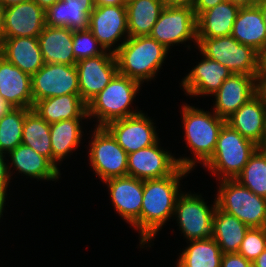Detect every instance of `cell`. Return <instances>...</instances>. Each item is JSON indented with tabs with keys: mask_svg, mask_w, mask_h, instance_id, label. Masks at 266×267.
<instances>
[{
	"mask_svg": "<svg viewBox=\"0 0 266 267\" xmlns=\"http://www.w3.org/2000/svg\"><path fill=\"white\" fill-rule=\"evenodd\" d=\"M190 173L192 171L179 167L172 175L143 180L140 248L150 250L163 227L170 219L173 221L177 198L183 192L181 181Z\"/></svg>",
	"mask_w": 266,
	"mask_h": 267,
	"instance_id": "1",
	"label": "cell"
},
{
	"mask_svg": "<svg viewBox=\"0 0 266 267\" xmlns=\"http://www.w3.org/2000/svg\"><path fill=\"white\" fill-rule=\"evenodd\" d=\"M182 115V132L184 134L185 148L190 150L191 156L176 157L181 168L194 172L198 163L203 166L213 155L219 133L226 121L220 118L213 111H205L196 107L195 104L185 103L180 106Z\"/></svg>",
	"mask_w": 266,
	"mask_h": 267,
	"instance_id": "2",
	"label": "cell"
},
{
	"mask_svg": "<svg viewBox=\"0 0 266 267\" xmlns=\"http://www.w3.org/2000/svg\"><path fill=\"white\" fill-rule=\"evenodd\" d=\"M170 52L150 36L129 37L114 53L118 73L142 85L151 83L161 73Z\"/></svg>",
	"mask_w": 266,
	"mask_h": 267,
	"instance_id": "3",
	"label": "cell"
},
{
	"mask_svg": "<svg viewBox=\"0 0 266 267\" xmlns=\"http://www.w3.org/2000/svg\"><path fill=\"white\" fill-rule=\"evenodd\" d=\"M142 87L138 81L117 73L109 84L87 103L89 122L94 119L93 125L105 127L112 121L139 114L143 110L132 105Z\"/></svg>",
	"mask_w": 266,
	"mask_h": 267,
	"instance_id": "4",
	"label": "cell"
},
{
	"mask_svg": "<svg viewBox=\"0 0 266 267\" xmlns=\"http://www.w3.org/2000/svg\"><path fill=\"white\" fill-rule=\"evenodd\" d=\"M258 147L225 123L212 157L202 167L211 173V176H215L216 181L235 179Z\"/></svg>",
	"mask_w": 266,
	"mask_h": 267,
	"instance_id": "5",
	"label": "cell"
},
{
	"mask_svg": "<svg viewBox=\"0 0 266 267\" xmlns=\"http://www.w3.org/2000/svg\"><path fill=\"white\" fill-rule=\"evenodd\" d=\"M196 49L205 57L228 68L232 74H246L261 81L260 54L239 43L231 35L197 38Z\"/></svg>",
	"mask_w": 266,
	"mask_h": 267,
	"instance_id": "6",
	"label": "cell"
},
{
	"mask_svg": "<svg viewBox=\"0 0 266 267\" xmlns=\"http://www.w3.org/2000/svg\"><path fill=\"white\" fill-rule=\"evenodd\" d=\"M215 193L217 207L238 218L248 227H264L266 223V198L258 196L235 179H223Z\"/></svg>",
	"mask_w": 266,
	"mask_h": 267,
	"instance_id": "7",
	"label": "cell"
},
{
	"mask_svg": "<svg viewBox=\"0 0 266 267\" xmlns=\"http://www.w3.org/2000/svg\"><path fill=\"white\" fill-rule=\"evenodd\" d=\"M94 128V129H93ZM88 133L91 135L88 145H85L88 154L89 168H92L96 178L103 182L115 178L127 176L128 154L116 142L115 138L105 127L93 126ZM93 129V130H92Z\"/></svg>",
	"mask_w": 266,
	"mask_h": 267,
	"instance_id": "8",
	"label": "cell"
},
{
	"mask_svg": "<svg viewBox=\"0 0 266 267\" xmlns=\"http://www.w3.org/2000/svg\"><path fill=\"white\" fill-rule=\"evenodd\" d=\"M185 191V192H184ZM177 198L173 220L185 241L212 239L216 198L208 205L202 194L184 190ZM211 205V206H210Z\"/></svg>",
	"mask_w": 266,
	"mask_h": 267,
	"instance_id": "9",
	"label": "cell"
},
{
	"mask_svg": "<svg viewBox=\"0 0 266 267\" xmlns=\"http://www.w3.org/2000/svg\"><path fill=\"white\" fill-rule=\"evenodd\" d=\"M196 24V16L192 8L165 6L149 36L169 51L175 46L179 47L180 44H184L186 50L191 51V46L195 49L197 46Z\"/></svg>",
	"mask_w": 266,
	"mask_h": 267,
	"instance_id": "10",
	"label": "cell"
},
{
	"mask_svg": "<svg viewBox=\"0 0 266 267\" xmlns=\"http://www.w3.org/2000/svg\"><path fill=\"white\" fill-rule=\"evenodd\" d=\"M88 29L105 51L115 53L129 38L126 5L95 6Z\"/></svg>",
	"mask_w": 266,
	"mask_h": 267,
	"instance_id": "11",
	"label": "cell"
},
{
	"mask_svg": "<svg viewBox=\"0 0 266 267\" xmlns=\"http://www.w3.org/2000/svg\"><path fill=\"white\" fill-rule=\"evenodd\" d=\"M107 187L111 204L121 220L129 224L139 234L140 246V213L143 199V180L132 176H122L103 182Z\"/></svg>",
	"mask_w": 266,
	"mask_h": 267,
	"instance_id": "12",
	"label": "cell"
},
{
	"mask_svg": "<svg viewBox=\"0 0 266 267\" xmlns=\"http://www.w3.org/2000/svg\"><path fill=\"white\" fill-rule=\"evenodd\" d=\"M33 103L50 97L79 93L75 65L45 63L31 76Z\"/></svg>",
	"mask_w": 266,
	"mask_h": 267,
	"instance_id": "13",
	"label": "cell"
},
{
	"mask_svg": "<svg viewBox=\"0 0 266 267\" xmlns=\"http://www.w3.org/2000/svg\"><path fill=\"white\" fill-rule=\"evenodd\" d=\"M155 119L144 111L139 114L115 120L108 123L105 128L112 134L116 142L127 154L147 148L159 140L158 128Z\"/></svg>",
	"mask_w": 266,
	"mask_h": 267,
	"instance_id": "14",
	"label": "cell"
},
{
	"mask_svg": "<svg viewBox=\"0 0 266 267\" xmlns=\"http://www.w3.org/2000/svg\"><path fill=\"white\" fill-rule=\"evenodd\" d=\"M161 141L128 154L127 175L140 180L172 175L180 166L175 154L162 147Z\"/></svg>",
	"mask_w": 266,
	"mask_h": 267,
	"instance_id": "15",
	"label": "cell"
},
{
	"mask_svg": "<svg viewBox=\"0 0 266 267\" xmlns=\"http://www.w3.org/2000/svg\"><path fill=\"white\" fill-rule=\"evenodd\" d=\"M75 67L78 73L80 97L86 104L118 73L115 54L109 51L96 57L79 60Z\"/></svg>",
	"mask_w": 266,
	"mask_h": 267,
	"instance_id": "16",
	"label": "cell"
},
{
	"mask_svg": "<svg viewBox=\"0 0 266 267\" xmlns=\"http://www.w3.org/2000/svg\"><path fill=\"white\" fill-rule=\"evenodd\" d=\"M259 90L260 82L254 76L232 74L211 96L213 106L210 110L226 121Z\"/></svg>",
	"mask_w": 266,
	"mask_h": 267,
	"instance_id": "17",
	"label": "cell"
},
{
	"mask_svg": "<svg viewBox=\"0 0 266 267\" xmlns=\"http://www.w3.org/2000/svg\"><path fill=\"white\" fill-rule=\"evenodd\" d=\"M201 59L196 61V65L182 77L180 89H183L185 96L191 99L202 96V98L211 97L223 84V82L232 75V72L220 64L200 53Z\"/></svg>",
	"mask_w": 266,
	"mask_h": 267,
	"instance_id": "18",
	"label": "cell"
},
{
	"mask_svg": "<svg viewBox=\"0 0 266 267\" xmlns=\"http://www.w3.org/2000/svg\"><path fill=\"white\" fill-rule=\"evenodd\" d=\"M4 39L38 37L45 28V10L34 0L2 8Z\"/></svg>",
	"mask_w": 266,
	"mask_h": 267,
	"instance_id": "19",
	"label": "cell"
},
{
	"mask_svg": "<svg viewBox=\"0 0 266 267\" xmlns=\"http://www.w3.org/2000/svg\"><path fill=\"white\" fill-rule=\"evenodd\" d=\"M233 129L244 138L264 147L266 134V96L259 90L227 120Z\"/></svg>",
	"mask_w": 266,
	"mask_h": 267,
	"instance_id": "20",
	"label": "cell"
},
{
	"mask_svg": "<svg viewBox=\"0 0 266 267\" xmlns=\"http://www.w3.org/2000/svg\"><path fill=\"white\" fill-rule=\"evenodd\" d=\"M7 157L12 180L14 173L21 174L23 177L26 176L24 177L26 179H36L38 182L55 181L56 183L59 179H62L61 171L48 158L24 144H20L14 150H11Z\"/></svg>",
	"mask_w": 266,
	"mask_h": 267,
	"instance_id": "21",
	"label": "cell"
},
{
	"mask_svg": "<svg viewBox=\"0 0 266 267\" xmlns=\"http://www.w3.org/2000/svg\"><path fill=\"white\" fill-rule=\"evenodd\" d=\"M87 121H89L88 118H74L50 124L52 163L60 171L62 162L71 158V155L73 156V153L84 143V125L87 126L86 124L89 123Z\"/></svg>",
	"mask_w": 266,
	"mask_h": 267,
	"instance_id": "22",
	"label": "cell"
},
{
	"mask_svg": "<svg viewBox=\"0 0 266 267\" xmlns=\"http://www.w3.org/2000/svg\"><path fill=\"white\" fill-rule=\"evenodd\" d=\"M0 95L12 108L34 106L31 75L23 72L0 55Z\"/></svg>",
	"mask_w": 266,
	"mask_h": 267,
	"instance_id": "23",
	"label": "cell"
},
{
	"mask_svg": "<svg viewBox=\"0 0 266 267\" xmlns=\"http://www.w3.org/2000/svg\"><path fill=\"white\" fill-rule=\"evenodd\" d=\"M0 55L31 76L45 64L37 37L6 38L0 46Z\"/></svg>",
	"mask_w": 266,
	"mask_h": 267,
	"instance_id": "24",
	"label": "cell"
},
{
	"mask_svg": "<svg viewBox=\"0 0 266 267\" xmlns=\"http://www.w3.org/2000/svg\"><path fill=\"white\" fill-rule=\"evenodd\" d=\"M38 42L44 63L76 65L73 53V30L67 27L45 26Z\"/></svg>",
	"mask_w": 266,
	"mask_h": 267,
	"instance_id": "25",
	"label": "cell"
},
{
	"mask_svg": "<svg viewBox=\"0 0 266 267\" xmlns=\"http://www.w3.org/2000/svg\"><path fill=\"white\" fill-rule=\"evenodd\" d=\"M231 36L259 54L262 53L266 47V27L257 5L240 7Z\"/></svg>",
	"mask_w": 266,
	"mask_h": 267,
	"instance_id": "26",
	"label": "cell"
},
{
	"mask_svg": "<svg viewBox=\"0 0 266 267\" xmlns=\"http://www.w3.org/2000/svg\"><path fill=\"white\" fill-rule=\"evenodd\" d=\"M240 7L227 0L196 18L197 38L230 36Z\"/></svg>",
	"mask_w": 266,
	"mask_h": 267,
	"instance_id": "27",
	"label": "cell"
},
{
	"mask_svg": "<svg viewBox=\"0 0 266 267\" xmlns=\"http://www.w3.org/2000/svg\"><path fill=\"white\" fill-rule=\"evenodd\" d=\"M47 123L88 118L87 104L77 94H66L37 101L33 108Z\"/></svg>",
	"mask_w": 266,
	"mask_h": 267,
	"instance_id": "28",
	"label": "cell"
},
{
	"mask_svg": "<svg viewBox=\"0 0 266 267\" xmlns=\"http://www.w3.org/2000/svg\"><path fill=\"white\" fill-rule=\"evenodd\" d=\"M249 228L235 216L216 208L213 217V239L223 254L238 253Z\"/></svg>",
	"mask_w": 266,
	"mask_h": 267,
	"instance_id": "29",
	"label": "cell"
},
{
	"mask_svg": "<svg viewBox=\"0 0 266 267\" xmlns=\"http://www.w3.org/2000/svg\"><path fill=\"white\" fill-rule=\"evenodd\" d=\"M164 7L162 0H131L126 3L129 37L149 36Z\"/></svg>",
	"mask_w": 266,
	"mask_h": 267,
	"instance_id": "30",
	"label": "cell"
},
{
	"mask_svg": "<svg viewBox=\"0 0 266 267\" xmlns=\"http://www.w3.org/2000/svg\"><path fill=\"white\" fill-rule=\"evenodd\" d=\"M186 243L178 253L174 267H221L223 253L213 238Z\"/></svg>",
	"mask_w": 266,
	"mask_h": 267,
	"instance_id": "31",
	"label": "cell"
},
{
	"mask_svg": "<svg viewBox=\"0 0 266 267\" xmlns=\"http://www.w3.org/2000/svg\"><path fill=\"white\" fill-rule=\"evenodd\" d=\"M22 144L31 147L52 162L50 124L35 110L30 109L25 116L22 130Z\"/></svg>",
	"mask_w": 266,
	"mask_h": 267,
	"instance_id": "32",
	"label": "cell"
},
{
	"mask_svg": "<svg viewBox=\"0 0 266 267\" xmlns=\"http://www.w3.org/2000/svg\"><path fill=\"white\" fill-rule=\"evenodd\" d=\"M85 7L68 6V3L58 0L45 10V25L52 27H67L70 30L88 29L89 15Z\"/></svg>",
	"mask_w": 266,
	"mask_h": 267,
	"instance_id": "33",
	"label": "cell"
},
{
	"mask_svg": "<svg viewBox=\"0 0 266 267\" xmlns=\"http://www.w3.org/2000/svg\"><path fill=\"white\" fill-rule=\"evenodd\" d=\"M235 180L254 194L266 198V148L256 149Z\"/></svg>",
	"mask_w": 266,
	"mask_h": 267,
	"instance_id": "34",
	"label": "cell"
},
{
	"mask_svg": "<svg viewBox=\"0 0 266 267\" xmlns=\"http://www.w3.org/2000/svg\"><path fill=\"white\" fill-rule=\"evenodd\" d=\"M30 108H11L0 118V152L8 154L22 144V130Z\"/></svg>",
	"mask_w": 266,
	"mask_h": 267,
	"instance_id": "35",
	"label": "cell"
},
{
	"mask_svg": "<svg viewBox=\"0 0 266 267\" xmlns=\"http://www.w3.org/2000/svg\"><path fill=\"white\" fill-rule=\"evenodd\" d=\"M72 43L73 53L77 62L82 59L99 56L105 52L89 29L73 31Z\"/></svg>",
	"mask_w": 266,
	"mask_h": 267,
	"instance_id": "36",
	"label": "cell"
},
{
	"mask_svg": "<svg viewBox=\"0 0 266 267\" xmlns=\"http://www.w3.org/2000/svg\"><path fill=\"white\" fill-rule=\"evenodd\" d=\"M266 249V231L264 227H250L238 251L245 259L253 262Z\"/></svg>",
	"mask_w": 266,
	"mask_h": 267,
	"instance_id": "37",
	"label": "cell"
},
{
	"mask_svg": "<svg viewBox=\"0 0 266 267\" xmlns=\"http://www.w3.org/2000/svg\"><path fill=\"white\" fill-rule=\"evenodd\" d=\"M11 180L7 154L0 152V194H8V188L12 187L10 183L14 182Z\"/></svg>",
	"mask_w": 266,
	"mask_h": 267,
	"instance_id": "38",
	"label": "cell"
},
{
	"mask_svg": "<svg viewBox=\"0 0 266 267\" xmlns=\"http://www.w3.org/2000/svg\"><path fill=\"white\" fill-rule=\"evenodd\" d=\"M221 267H253L250 260L245 259L239 253L223 254Z\"/></svg>",
	"mask_w": 266,
	"mask_h": 267,
	"instance_id": "39",
	"label": "cell"
},
{
	"mask_svg": "<svg viewBox=\"0 0 266 267\" xmlns=\"http://www.w3.org/2000/svg\"><path fill=\"white\" fill-rule=\"evenodd\" d=\"M227 0H196L193 10L196 18L203 12Z\"/></svg>",
	"mask_w": 266,
	"mask_h": 267,
	"instance_id": "40",
	"label": "cell"
},
{
	"mask_svg": "<svg viewBox=\"0 0 266 267\" xmlns=\"http://www.w3.org/2000/svg\"><path fill=\"white\" fill-rule=\"evenodd\" d=\"M68 3V6L85 7L90 13L94 10L93 0H62Z\"/></svg>",
	"mask_w": 266,
	"mask_h": 267,
	"instance_id": "41",
	"label": "cell"
},
{
	"mask_svg": "<svg viewBox=\"0 0 266 267\" xmlns=\"http://www.w3.org/2000/svg\"><path fill=\"white\" fill-rule=\"evenodd\" d=\"M164 6L192 8L196 0H162Z\"/></svg>",
	"mask_w": 266,
	"mask_h": 267,
	"instance_id": "42",
	"label": "cell"
},
{
	"mask_svg": "<svg viewBox=\"0 0 266 267\" xmlns=\"http://www.w3.org/2000/svg\"><path fill=\"white\" fill-rule=\"evenodd\" d=\"M95 6L126 5L124 0H93Z\"/></svg>",
	"mask_w": 266,
	"mask_h": 267,
	"instance_id": "43",
	"label": "cell"
},
{
	"mask_svg": "<svg viewBox=\"0 0 266 267\" xmlns=\"http://www.w3.org/2000/svg\"><path fill=\"white\" fill-rule=\"evenodd\" d=\"M253 267H266V249L252 262Z\"/></svg>",
	"mask_w": 266,
	"mask_h": 267,
	"instance_id": "44",
	"label": "cell"
},
{
	"mask_svg": "<svg viewBox=\"0 0 266 267\" xmlns=\"http://www.w3.org/2000/svg\"><path fill=\"white\" fill-rule=\"evenodd\" d=\"M239 7L255 6L259 0H229Z\"/></svg>",
	"mask_w": 266,
	"mask_h": 267,
	"instance_id": "45",
	"label": "cell"
},
{
	"mask_svg": "<svg viewBox=\"0 0 266 267\" xmlns=\"http://www.w3.org/2000/svg\"><path fill=\"white\" fill-rule=\"evenodd\" d=\"M8 195L9 194H0V219L1 218L3 219V216H4L3 214L5 212L6 204H8L6 202V200L8 201V198H9Z\"/></svg>",
	"mask_w": 266,
	"mask_h": 267,
	"instance_id": "46",
	"label": "cell"
},
{
	"mask_svg": "<svg viewBox=\"0 0 266 267\" xmlns=\"http://www.w3.org/2000/svg\"><path fill=\"white\" fill-rule=\"evenodd\" d=\"M12 107L0 95V118L3 117Z\"/></svg>",
	"mask_w": 266,
	"mask_h": 267,
	"instance_id": "47",
	"label": "cell"
},
{
	"mask_svg": "<svg viewBox=\"0 0 266 267\" xmlns=\"http://www.w3.org/2000/svg\"><path fill=\"white\" fill-rule=\"evenodd\" d=\"M260 10V13L263 18V22L265 23L266 27V0H259V2L256 4Z\"/></svg>",
	"mask_w": 266,
	"mask_h": 267,
	"instance_id": "48",
	"label": "cell"
},
{
	"mask_svg": "<svg viewBox=\"0 0 266 267\" xmlns=\"http://www.w3.org/2000/svg\"><path fill=\"white\" fill-rule=\"evenodd\" d=\"M26 0H0V8L10 7L16 4L23 3Z\"/></svg>",
	"mask_w": 266,
	"mask_h": 267,
	"instance_id": "49",
	"label": "cell"
},
{
	"mask_svg": "<svg viewBox=\"0 0 266 267\" xmlns=\"http://www.w3.org/2000/svg\"><path fill=\"white\" fill-rule=\"evenodd\" d=\"M44 10L55 4L58 0H34Z\"/></svg>",
	"mask_w": 266,
	"mask_h": 267,
	"instance_id": "50",
	"label": "cell"
},
{
	"mask_svg": "<svg viewBox=\"0 0 266 267\" xmlns=\"http://www.w3.org/2000/svg\"><path fill=\"white\" fill-rule=\"evenodd\" d=\"M260 68L261 74H266V47L260 54Z\"/></svg>",
	"mask_w": 266,
	"mask_h": 267,
	"instance_id": "51",
	"label": "cell"
},
{
	"mask_svg": "<svg viewBox=\"0 0 266 267\" xmlns=\"http://www.w3.org/2000/svg\"><path fill=\"white\" fill-rule=\"evenodd\" d=\"M4 40V26H3V12L2 8H0V46Z\"/></svg>",
	"mask_w": 266,
	"mask_h": 267,
	"instance_id": "52",
	"label": "cell"
},
{
	"mask_svg": "<svg viewBox=\"0 0 266 267\" xmlns=\"http://www.w3.org/2000/svg\"><path fill=\"white\" fill-rule=\"evenodd\" d=\"M260 90L266 96V74H261Z\"/></svg>",
	"mask_w": 266,
	"mask_h": 267,
	"instance_id": "53",
	"label": "cell"
},
{
	"mask_svg": "<svg viewBox=\"0 0 266 267\" xmlns=\"http://www.w3.org/2000/svg\"><path fill=\"white\" fill-rule=\"evenodd\" d=\"M264 145H266V134H265V138H264Z\"/></svg>",
	"mask_w": 266,
	"mask_h": 267,
	"instance_id": "54",
	"label": "cell"
}]
</instances>
